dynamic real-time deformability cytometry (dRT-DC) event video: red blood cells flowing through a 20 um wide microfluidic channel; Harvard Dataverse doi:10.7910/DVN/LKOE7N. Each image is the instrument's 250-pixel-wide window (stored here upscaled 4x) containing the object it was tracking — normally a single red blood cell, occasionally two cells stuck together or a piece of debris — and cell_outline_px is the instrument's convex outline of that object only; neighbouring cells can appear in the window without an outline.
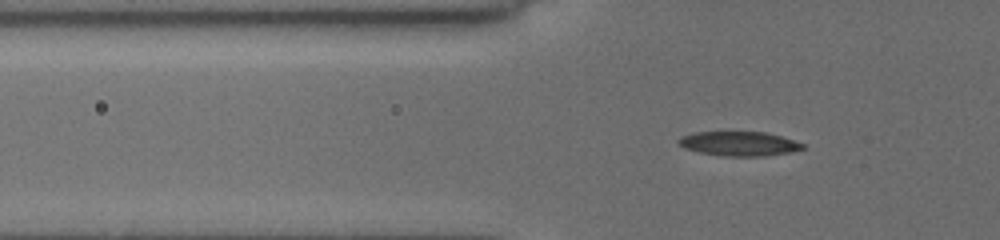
{"species": "common noctule bat (a hibernating species)", "species_latin": "Nyctalus noctula", "temperature_condition": "cold", "stored_images_in_passage": 43, "camera_frame_rate_fps": 3000, "um_per_image_px": 0.085, "animal": {"sex": "female", "body_mass_g": 19.5, "forearm_length_mm": 54.1}, "frame": {"image": 1, "passage_image": 8, "time_ms": 2.333, "image_size_px": [1000, 240], "cell_outline_px": [[804, 148], [788, 152], [760, 156], [724, 156], [700, 152], [684, 148], [676, 140], [680, 136], [692, 132], [768, 132], [784, 136], [804, 144]], "centroid_in_image_um": [62.8, 12.19], "position_along_channel_um": 63.0, "area_um2": 17.63}}
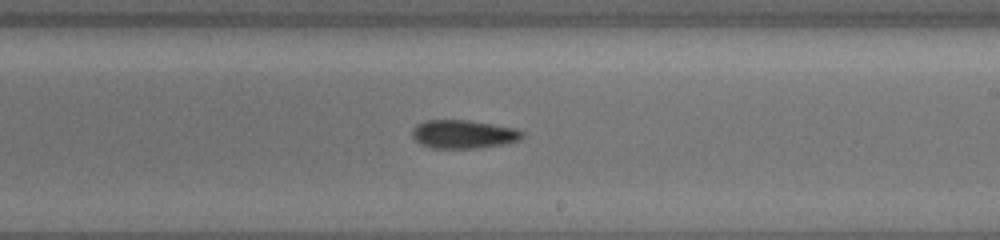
{"frame": {"image": 2, "passage_image": 23, "time_ms": 7.333, "image_size_px": [1000, 240], "cell_outline_px": [[524, 136], [520, 140], [508, 144], [480, 148], [432, 148], [420, 144], [412, 136], [412, 132], [420, 124], [428, 120], [460, 120], [488, 124], [512, 128], [524, 132]], "centroid_in_image_um": [39.43, 11.44], "position_along_channel_um": 249.6, "area_um2": 17.92}}
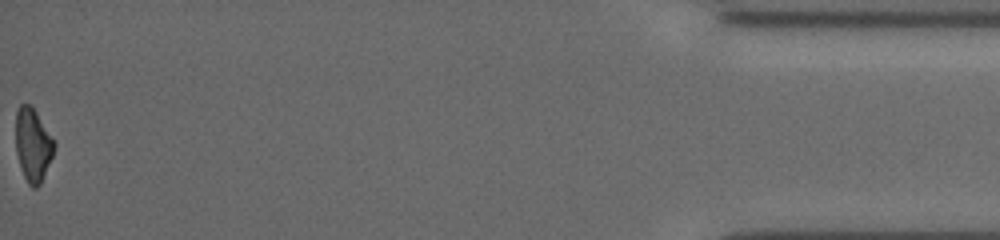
{"frame": {"image": 3, "passage_image": 43, "time_ms": 14.0, "image_size_px": [1000, 240], "cell_outline_px": [[56, 144], [52, 156], [40, 184], [36, 188], [32, 188], [28, 184], [24, 176], [16, 152], [16, 112], [20, 104], [28, 104], [36, 112]], "centroid_in_image_um": [2.79, 12.33], "position_along_channel_um": 432.4, "area_um2": 16.07}, "authors_computed_cell_mechanics": {"area_um2": 17.34, "velocity_mm_per_s": 3.9395, "shape_relaxation_time_tau1_ms": 2.9164, "shape_relaxation_time_tau2_ms": 9.0249, "deformation_change_tau1": 0.1107, "deformation_change_tau2": 0.1847}}